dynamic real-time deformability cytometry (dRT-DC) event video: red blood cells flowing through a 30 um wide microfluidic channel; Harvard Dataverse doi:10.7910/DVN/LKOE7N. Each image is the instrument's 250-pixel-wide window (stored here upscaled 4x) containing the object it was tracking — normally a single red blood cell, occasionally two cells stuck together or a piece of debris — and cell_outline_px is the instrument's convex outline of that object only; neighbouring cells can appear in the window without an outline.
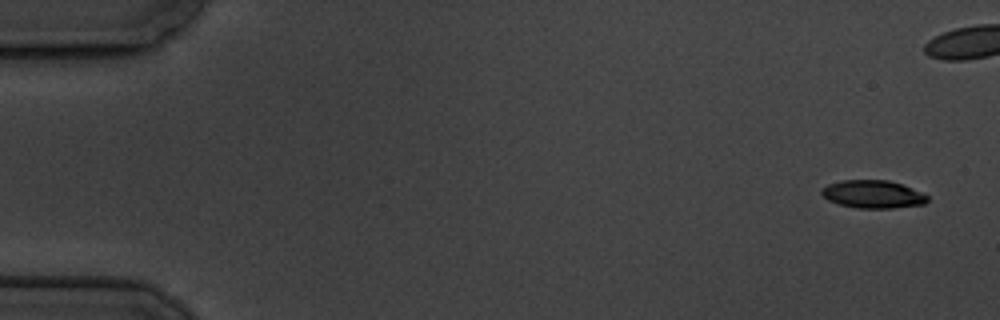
{"species": "common noctule bat (a hibernating species)", "species_latin": "Nyctalus noctula", "temperature_condition": "cold", "stored_images_in_passage": 9, "segment_of_instrument_passage": [1, 2], "camera_frame_rate_fps": 3000, "um_per_image_px": 0.085, "animal": {"sex": "male", "body_mass_g": 19.5, "forearm_length_mm": 54.6}, "frame": {"image": 1, "passage_image": 1, "time_ms": 0.0, "image_size_px": [1000, 320], "cell_outline_px": [[928, 200], [924, 204], [892, 208], [860, 208], [840, 204], [828, 200], [820, 192], [828, 184], [844, 180], [888, 180], [912, 188], [928, 196]], "centroid_in_image_um": [74.21, 16.51], "position_along_channel_um": 10.8, "area_um2": 16.94}}
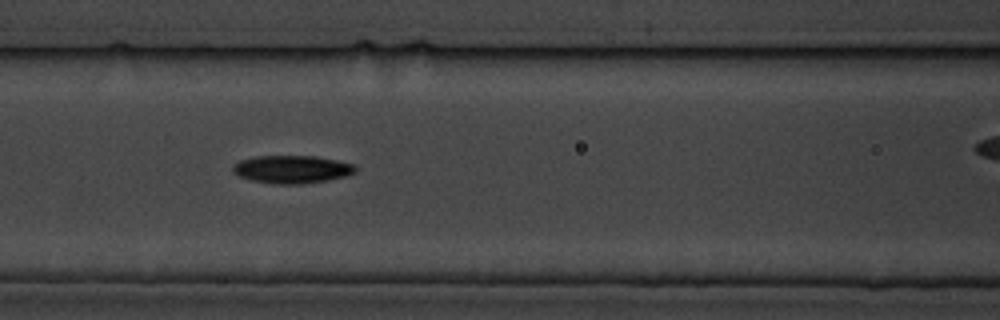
{"frame": {"image": 2, "passage_image": 7, "time_ms": 7.667, "image_size_px": [1000, 320], "cell_outline_px": [[356, 172], [344, 176], [328, 180], [300, 184], [272, 184], [252, 180], [240, 176], [232, 172], [232, 164], [240, 160], [256, 156], [316, 156], [336, 160], [352, 164], [356, 168]], "centroid_in_image_um": [24.77, 14.39], "position_along_channel_um": 141.8, "area_um2": 19.88}}
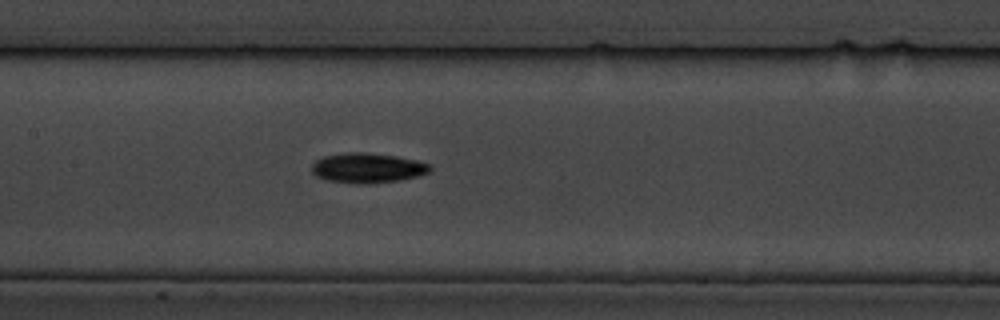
{"frame": {"image": 3, "passage_image": 8, "time_ms": 8.667, "image_size_px": [1000, 320], "cell_outline_px": [[432, 168], [428, 172], [416, 176], [400, 180], [368, 184], [356, 184], [324, 180], [316, 176], [312, 172], [312, 164], [316, 160], [324, 156], [348, 152], [364, 152], [396, 156], [416, 160], [432, 164]], "centroid_in_image_um": [31.22, 14.28], "position_along_channel_um": 176.2, "area_um2": 20.75}}